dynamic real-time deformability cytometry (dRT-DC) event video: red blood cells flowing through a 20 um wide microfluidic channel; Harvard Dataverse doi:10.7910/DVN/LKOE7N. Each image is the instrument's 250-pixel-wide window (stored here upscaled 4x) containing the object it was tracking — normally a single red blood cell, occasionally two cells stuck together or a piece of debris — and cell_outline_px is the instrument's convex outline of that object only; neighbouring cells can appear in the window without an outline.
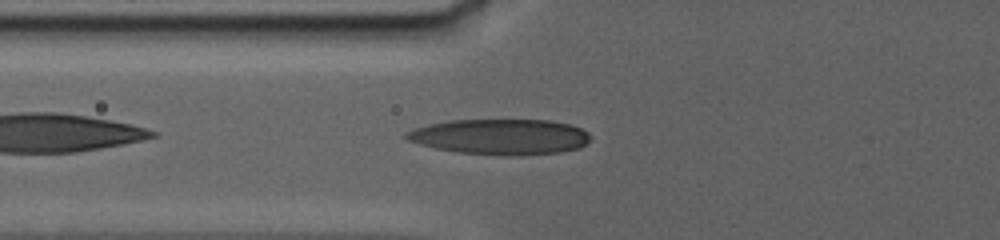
{"species": "human", "species_latin": "Homo sapiens", "temperature_condition": "warm", "stored_images_in_passage": 9, "camera_frame_rate_fps": 3000, "um_per_image_px": 0.085, "donor": {"sex": "female"}, "frame": {"image": 1, "passage_image": 5, "time_ms": 1.0, "image_size_px": [1000, 240], "cell_outline_px": [[592, 140], [580, 148], [560, 152], [520, 156], [504, 156], [460, 152], [436, 148], [420, 144], [408, 140], [404, 136], [404, 132], [428, 124], [448, 120], [552, 120], [568, 124], [580, 128], [588, 132], [592, 136]], "centroid_in_image_um": [42.57, 11.63], "position_along_channel_um": 83.2, "area_um2": 38.44}}